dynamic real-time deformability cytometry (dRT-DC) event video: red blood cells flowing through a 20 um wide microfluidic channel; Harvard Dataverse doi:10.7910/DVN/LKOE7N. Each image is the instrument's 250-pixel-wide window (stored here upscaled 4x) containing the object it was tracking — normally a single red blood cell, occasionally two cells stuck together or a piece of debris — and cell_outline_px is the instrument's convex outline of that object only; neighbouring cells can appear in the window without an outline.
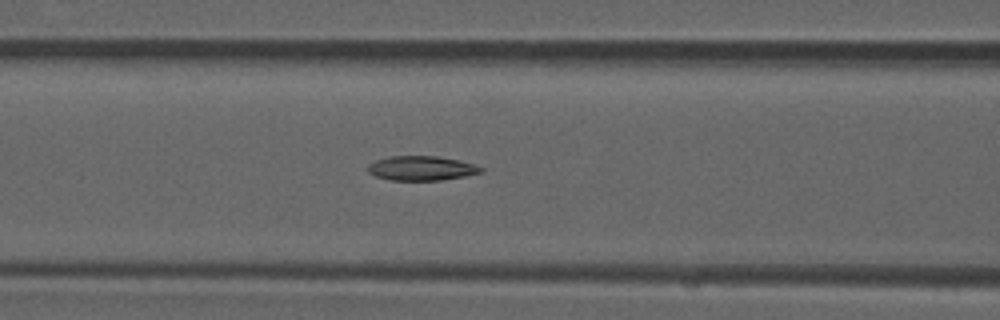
{"species": "common noctule bat (a hibernating species)", "species_latin": "Nyctalus noctula", "temperature_condition": "room temperature", "stored_images_in_passage": 27, "camera_frame_rate_fps": 3000, "um_per_image_px": 0.085, "animal": {"sex": "male", "forearm_length_mm": 52.5}, "frame": {"image": 1, "passage_image": 22, "time_ms": 7.0, "image_size_px": [1000, 320], "cell_outline_px": [[484, 172], [464, 176], [440, 180], [392, 180], [376, 176], [368, 172], [368, 164], [376, 160], [392, 156], [436, 156], [456, 160], [472, 164], [484, 168]], "centroid_in_image_um": [35.82, 14.3], "position_along_channel_um": 130.8, "area_um2": 15.9}}
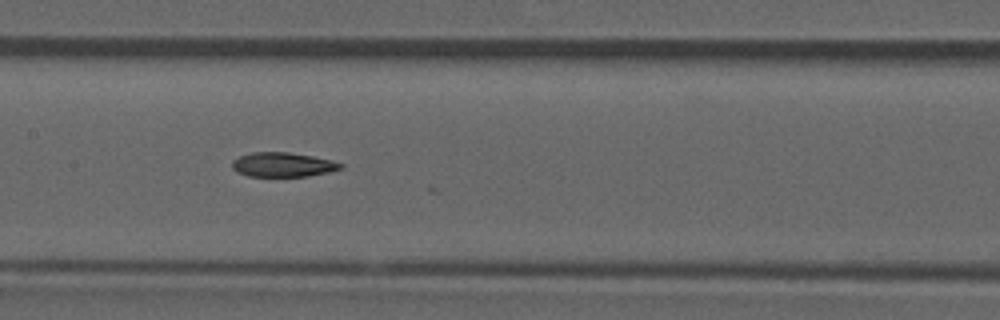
{"frame": {"image": 2, "passage_image": 26, "time_ms": 8.333, "image_size_px": [1000, 320], "cell_outline_px": [[344, 168], [328, 172], [308, 176], [248, 176], [236, 172], [232, 168], [232, 160], [240, 156], [252, 152], [288, 152], [312, 156], [332, 160], [344, 164]], "centroid_in_image_um": [24.04, 13.99], "position_along_channel_um": 183.4, "area_um2": 15.49}}